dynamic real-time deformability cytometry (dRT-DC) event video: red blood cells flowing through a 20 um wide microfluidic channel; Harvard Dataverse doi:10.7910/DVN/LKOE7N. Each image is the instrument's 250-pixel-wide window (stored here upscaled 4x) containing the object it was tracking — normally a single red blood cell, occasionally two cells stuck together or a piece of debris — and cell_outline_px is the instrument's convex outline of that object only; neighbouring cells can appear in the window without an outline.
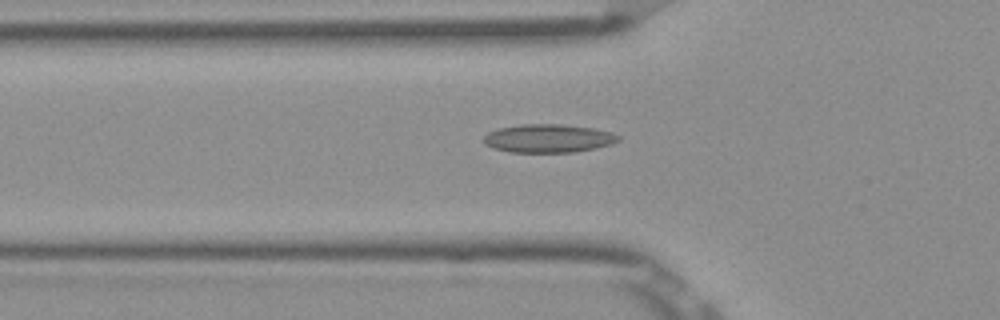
{"species": "Egyptian fruit bat (a non-hibernating species)", "species_latin": "Rousettus aegyptiacus", "temperature_condition": "room temperature", "stored_images_in_passage": 32, "camera_frame_rate_fps": 3000, "um_per_image_px": 0.085, "frame": {"image": 1, "passage_image": 5, "time_ms": 1.333, "image_size_px": [1000, 320], "cell_outline_px": [[620, 140], [612, 144], [596, 148], [572, 152], [508, 152], [492, 148], [484, 144], [480, 140], [488, 132], [500, 128], [520, 124], [560, 124], [592, 128], [612, 132], [620, 136]], "centroid_in_image_um": [46.57, 11.76], "position_along_channel_um": 79.2, "area_um2": 22.43}}
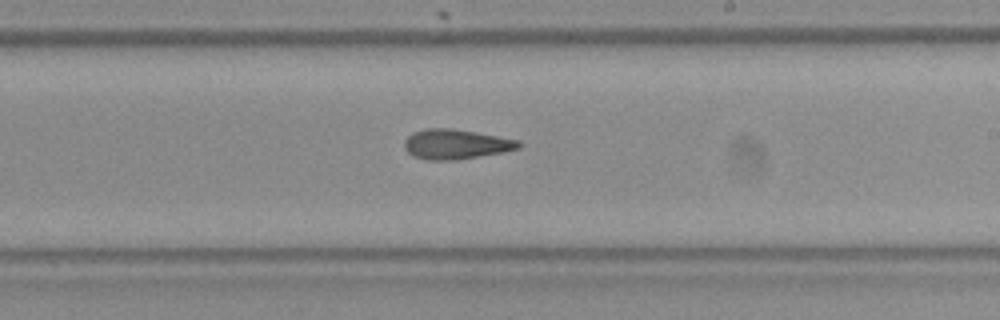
{"frame": {"image": 2, "passage_image": 18, "time_ms": 5.667, "image_size_px": [1000, 320], "cell_outline_px": [[524, 144], [520, 148], [504, 152], [456, 160], [428, 160], [412, 156], [404, 148], [404, 140], [412, 132], [424, 128], [448, 128], [476, 132], [520, 140]], "centroid_in_image_um": [38.76, 12.26], "position_along_channel_um": 250.2, "area_um2": 20.11}}
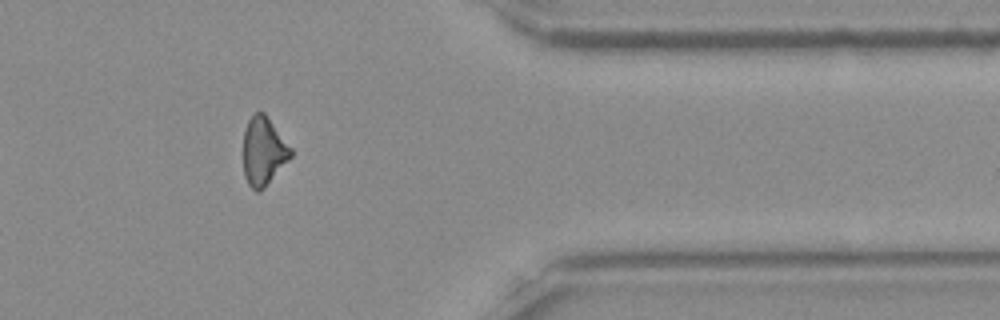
{"frame": {"image": 3, "passage_image": 30, "time_ms": 9.667, "image_size_px": [1000, 320], "cell_outline_px": [[292, 156], [264, 188], [260, 192], [256, 192], [248, 184], [244, 176], [244, 128], [248, 120], [256, 112], [264, 112], [292, 148]], "centroid_in_image_um": [22.4, 12.86], "position_along_channel_um": 389.0, "area_um2": 18.84}, "authors_computed_cell_mechanics": {"area_um2": 19.7676, "velocity_mm_per_s": 3.9239, "shape_relaxation_time_tau1_ms": null, "shape_relaxation_time_tau2_ms": 2.9798, "deformation_change_tau1": null, "deformation_change_tau2": 0.1248}}